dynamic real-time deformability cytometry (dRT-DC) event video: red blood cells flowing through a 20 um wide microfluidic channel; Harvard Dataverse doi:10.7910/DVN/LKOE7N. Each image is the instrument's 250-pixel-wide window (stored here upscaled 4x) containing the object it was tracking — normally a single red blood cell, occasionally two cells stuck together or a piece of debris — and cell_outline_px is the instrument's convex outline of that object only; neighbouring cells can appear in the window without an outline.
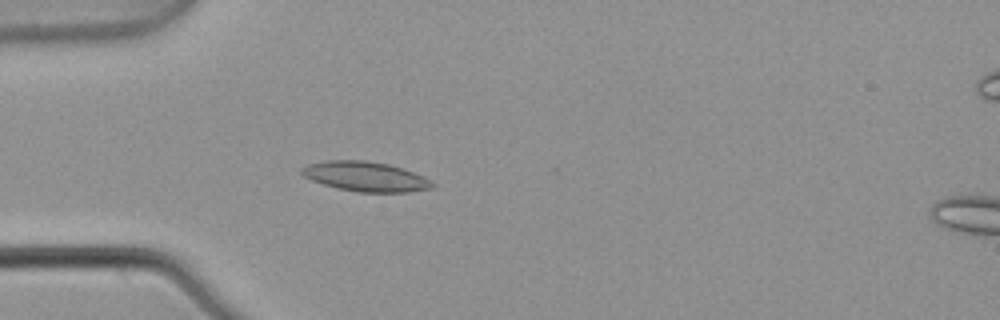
{"species": "common noctule bat (a hibernating species)", "species_latin": "Nyctalus noctula", "temperature_condition": "warm", "stored_images_in_passage": 2, "camera_frame_rate_fps": 3000, "um_per_image_px": 0.085, "animal": {"sex": "male", "body_mass_g": 21.5, "forearm_length_mm": 52.0}, "frame": {"image": 1, "passage_image": 1, "time_ms": 0.0, "image_size_px": [1000, 320], "cell_outline_px": [[436, 184], [432, 188], [408, 192], [356, 192], [336, 188], [312, 180], [304, 176], [300, 172], [300, 168], [308, 164], [328, 160], [364, 160], [388, 164], [424, 176], [432, 180]], "centroid_in_image_um": [31.07, 15.01], "position_along_channel_um": 53.9, "area_um2": 22.66}}